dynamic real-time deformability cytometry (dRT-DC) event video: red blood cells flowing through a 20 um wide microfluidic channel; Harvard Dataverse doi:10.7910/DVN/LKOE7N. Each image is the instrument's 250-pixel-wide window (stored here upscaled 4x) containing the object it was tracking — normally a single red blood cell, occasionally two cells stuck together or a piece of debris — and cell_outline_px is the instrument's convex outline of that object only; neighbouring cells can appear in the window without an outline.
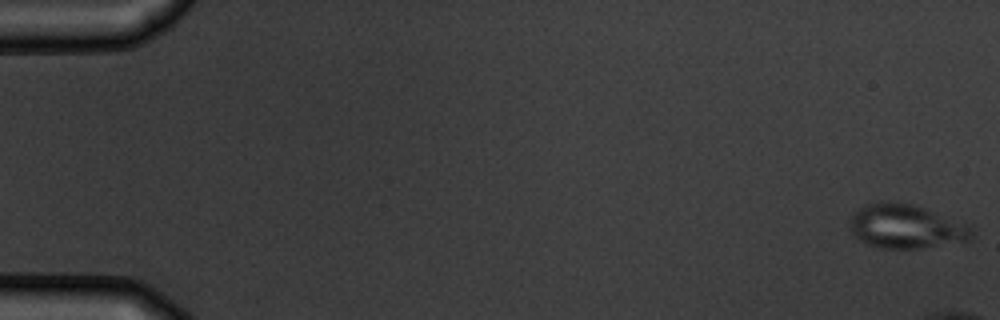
{"species": "common noctule bat (a hibernating species)", "species_latin": "Nyctalus noctula", "temperature_condition": "warm", "stored_images_in_passage": 5, "camera_frame_rate_fps": 3000, "um_per_image_px": 0.085, "animal": {"sex": "male", "body_mass_g": 19.5, "forearm_length_mm": 54.6}, "frame": {"image": 1, "passage_image": 1, "time_ms": 0.0, "image_size_px": [1000, 320], "cell_outline_px": [[972, 240], [920, 248], [880, 248], [868, 244], [860, 240], [848, 228], [852, 216], [860, 208], [868, 204], [880, 200], [888, 200], [912, 204], [972, 224]], "centroid_in_image_um": [77.05, 19.23], "position_along_channel_um": 8.0, "area_um2": 31.5}}